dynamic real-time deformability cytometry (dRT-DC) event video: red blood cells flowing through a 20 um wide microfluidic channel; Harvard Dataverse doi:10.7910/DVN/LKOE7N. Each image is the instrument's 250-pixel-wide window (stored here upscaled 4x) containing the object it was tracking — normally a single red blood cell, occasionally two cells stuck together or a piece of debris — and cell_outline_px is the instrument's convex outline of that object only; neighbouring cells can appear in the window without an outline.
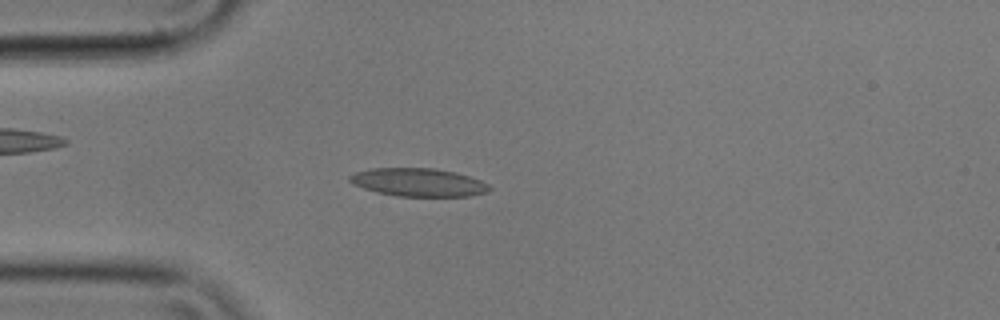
{"species": "common noctule bat (a hibernating species)", "species_latin": "Nyctalus noctula", "temperature_condition": "cold", "stored_images_in_passage": 52, "camera_frame_rate_fps": 3000, "um_per_image_px": 0.085, "animal": {"sex": "male", "body_mass_g": 17.9}, "frame": {"image": 1, "passage_image": 11, "time_ms": 3.333, "image_size_px": [1000, 320], "cell_outline_px": [[492, 188], [488, 192], [468, 196], [396, 196], [376, 192], [352, 184], [348, 180], [348, 176], [356, 172], [372, 168], [432, 168], [456, 172], [480, 180], [488, 184]], "centroid_in_image_um": [35.55, 15.5], "position_along_channel_um": 49.4, "area_um2": 22.95}}
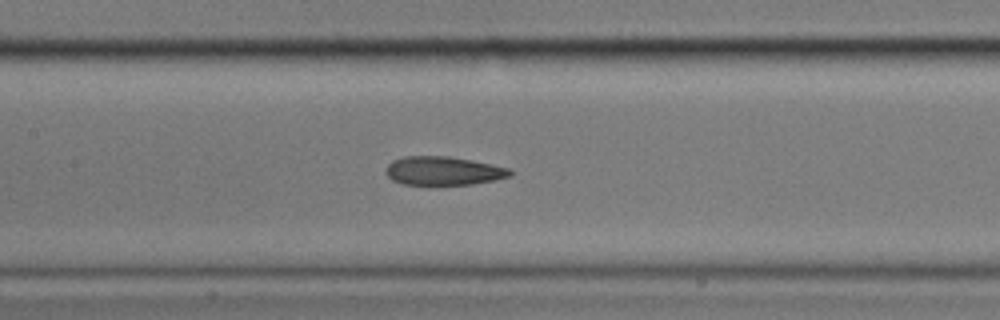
{"frame": {"image": 2, "passage_image": 22, "time_ms": 7.0, "image_size_px": [1000, 320], "cell_outline_px": [[512, 176], [472, 184], [404, 184], [392, 180], [384, 172], [384, 168], [392, 160], [404, 156], [448, 156], [472, 160], [492, 164], [508, 168], [512, 172]], "centroid_in_image_um": [37.64, 14.51], "position_along_channel_um": 169.8, "area_um2": 20.69}}
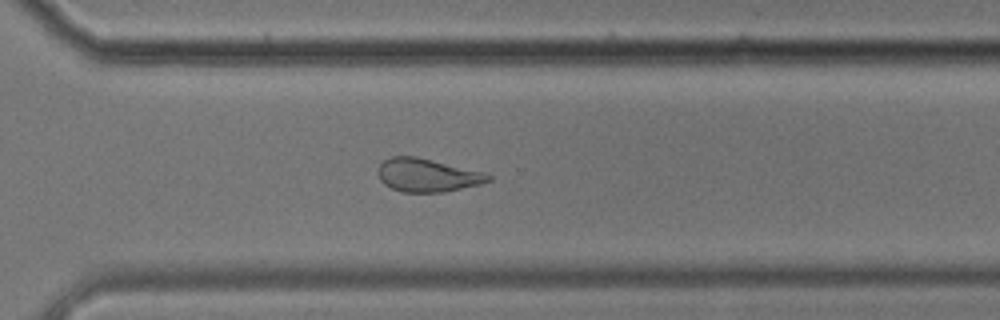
{"frame": {"image": 3, "passage_image": 36, "time_ms": 11.667, "image_size_px": [1000, 320], "cell_outline_px": [[492, 180], [480, 184], [444, 192], [400, 192], [384, 184], [380, 180], [376, 172], [380, 164], [384, 160], [392, 156], [416, 156], [480, 172], [492, 176]], "centroid_in_image_um": [36.26, 14.9], "position_along_channel_um": 334.3, "area_um2": 21.15}, "authors_computed_cell_mechanics": {"area_um2": 22.2819, "velocity_mm_per_s": 3.5338, "shape_relaxation_time_tau1_ms": null, "shape_relaxation_time_tau2_ms": 2.9293, "deformation_change_tau1": null, "deformation_change_tau2": 0.1103}}